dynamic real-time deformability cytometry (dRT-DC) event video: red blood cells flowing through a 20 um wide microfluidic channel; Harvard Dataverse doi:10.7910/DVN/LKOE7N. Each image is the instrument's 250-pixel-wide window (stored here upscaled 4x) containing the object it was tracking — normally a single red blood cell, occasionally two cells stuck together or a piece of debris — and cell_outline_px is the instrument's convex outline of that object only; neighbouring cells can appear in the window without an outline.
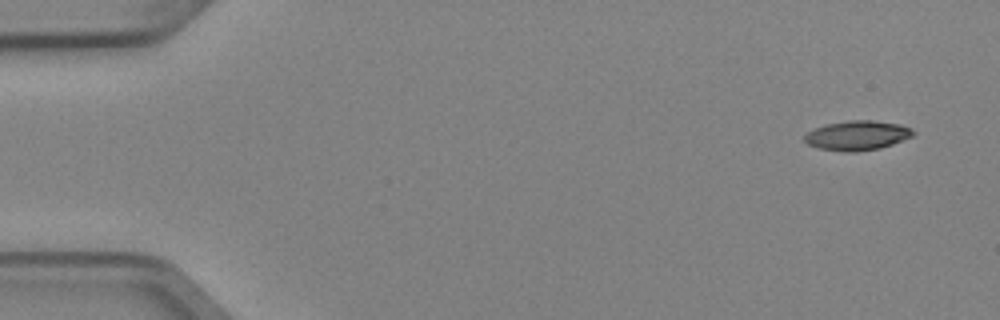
{"species": "Egyptian fruit bat (a non-hibernating species)", "species_latin": "Rousettus aegyptiacus", "temperature_condition": "cold", "stored_images_in_passage": 4, "camera_frame_rate_fps": 3000, "um_per_image_px": 0.085, "animal": {"sex": "female"}, "frame": {"image": 1, "passage_image": 1, "time_ms": 0.0, "image_size_px": [1000, 320], "cell_outline_px": [[916, 132], [912, 136], [892, 144], [880, 148], [856, 152], [844, 152], [820, 148], [808, 144], [804, 140], [804, 136], [808, 132], [816, 128], [828, 124], [848, 120], [872, 120], [900, 124], [912, 128]], "centroid_in_image_um": [72.89, 11.51], "position_along_channel_um": 12.1, "area_um2": 18.61}}
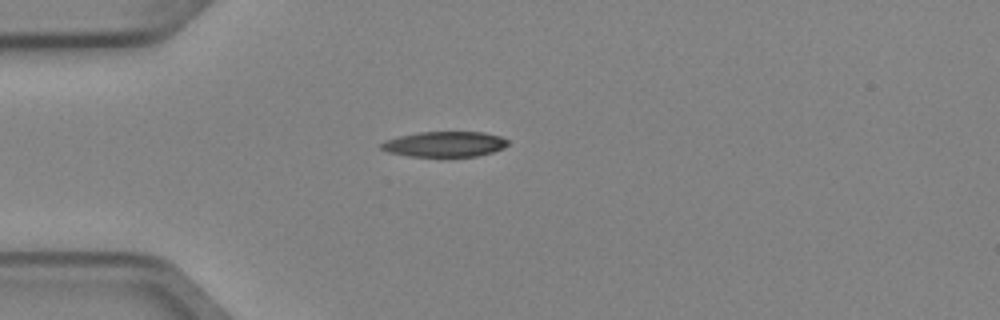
{"frame": {"image": 2, "passage_image": 4, "time_ms": 1.0, "image_size_px": [1000, 320], "cell_outline_px": [[508, 144], [504, 148], [492, 152], [476, 156], [408, 156], [388, 152], [380, 148], [380, 144], [384, 140], [400, 136], [420, 132], [484, 132], [500, 136], [508, 140]], "centroid_in_image_um": [37.79, 12.25], "position_along_channel_um": 47.2, "area_um2": 18.67}}